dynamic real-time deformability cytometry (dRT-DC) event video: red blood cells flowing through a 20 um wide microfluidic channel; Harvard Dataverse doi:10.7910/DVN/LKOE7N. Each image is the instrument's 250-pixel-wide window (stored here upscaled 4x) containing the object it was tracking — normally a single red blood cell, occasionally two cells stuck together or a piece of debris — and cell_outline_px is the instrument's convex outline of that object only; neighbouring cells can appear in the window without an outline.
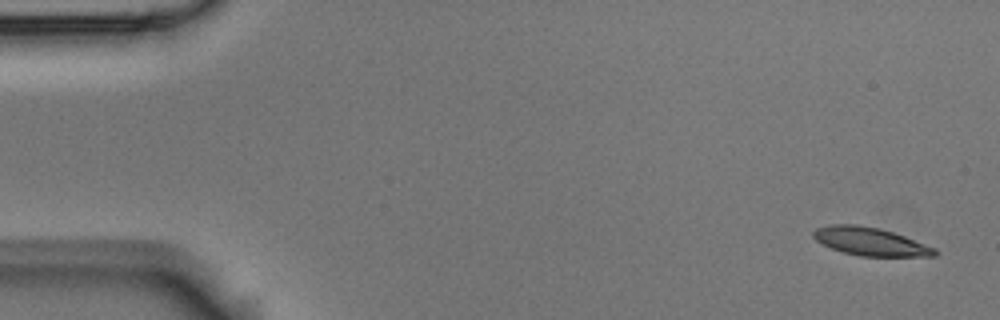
{"species": "Egyptian fruit bat (a non-hibernating species)", "species_latin": "Rousettus aegyptiacus", "temperature_condition": "room temperature", "stored_images_in_passage": 13, "camera_frame_rate_fps": 3000, "um_per_image_px": 0.085, "animal": {"sex": "male"}, "frame": {"image": 1, "passage_image": 1, "time_ms": 0.0, "image_size_px": [1000, 320], "cell_outline_px": [[936, 256], [860, 256], [844, 252], [832, 248], [816, 240], [812, 236], [812, 232], [816, 228], [832, 224], [856, 224], [880, 228], [904, 236], [936, 248]], "centroid_in_image_um": [73.96, 20.52], "position_along_channel_um": 11.0, "area_um2": 19.71}}
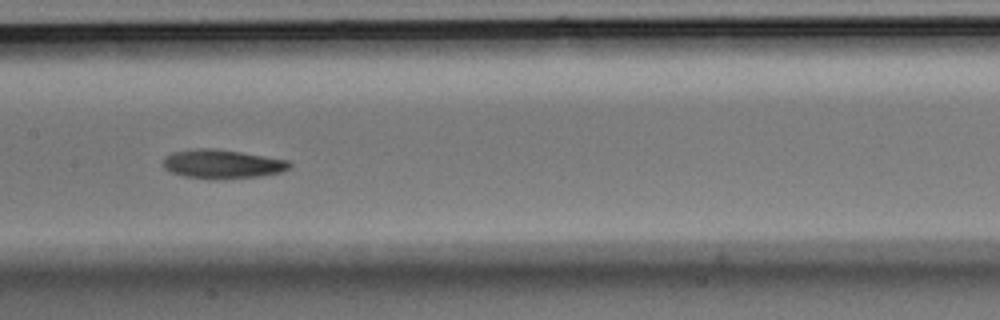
{"frame": {"image": 2, "passage_image": 7, "time_ms": 2.0, "image_size_px": [1000, 320], "cell_outline_px": [[292, 164], [288, 168], [280, 172], [260, 176], [208, 180], [184, 176], [172, 172], [164, 168], [164, 156], [172, 152], [196, 148], [216, 148], [288, 160]], "centroid_in_image_um": [18.85, 13.94], "position_along_channel_um": 188.5, "area_um2": 21.33}}
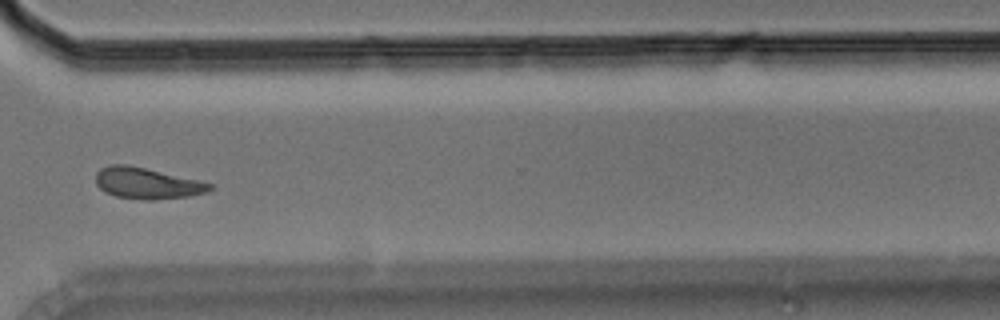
{"frame": {"image": 3, "passage_image": 11, "time_ms": 3.333, "image_size_px": [1000, 320], "cell_outline_px": [[212, 188], [208, 192], [188, 196], [148, 200], [144, 200], [116, 196], [104, 192], [96, 184], [96, 172], [100, 168], [108, 164], [128, 164], [196, 180], [212, 184]], "centroid_in_image_um": [12.43, 15.57], "position_along_channel_um": 358.2, "area_um2": 20.52}}